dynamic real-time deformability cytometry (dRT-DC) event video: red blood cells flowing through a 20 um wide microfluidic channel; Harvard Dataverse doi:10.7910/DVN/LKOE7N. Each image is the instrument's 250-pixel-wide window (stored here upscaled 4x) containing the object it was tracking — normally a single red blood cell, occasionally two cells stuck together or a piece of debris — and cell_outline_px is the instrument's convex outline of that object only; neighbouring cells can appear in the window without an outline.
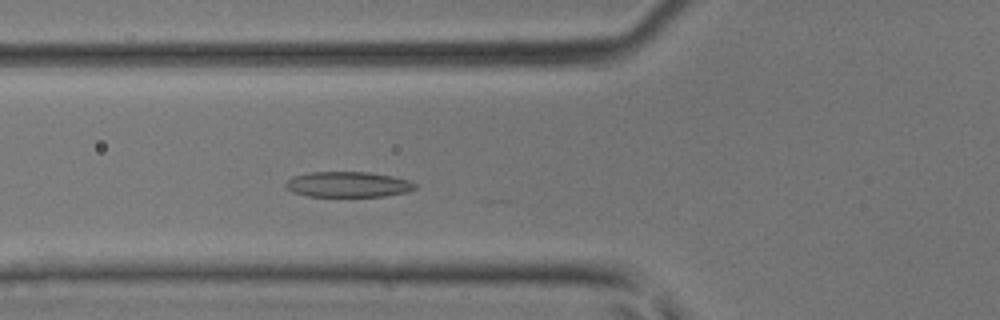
{"species": "common noctule bat (a hibernating species)", "species_latin": "Nyctalus noctula", "temperature_condition": "room temperature", "stored_images_in_passage": 20, "camera_frame_rate_fps": 3000, "um_per_image_px": 0.085, "animal": {"sex": "male", "body_mass_g": 17.9, "forearm_length_mm": 54.2}, "frame": {"image": 1, "passage_image": 16, "time_ms": 5.0, "image_size_px": [1000, 320], "cell_outline_px": [[416, 188], [408, 192], [384, 196], [308, 196], [292, 192], [284, 184], [292, 176], [312, 172], [368, 172], [392, 176], [408, 180], [416, 184]], "centroid_in_image_um": [29.59, 15.67], "position_along_channel_um": 96.2, "area_um2": 19.13}}